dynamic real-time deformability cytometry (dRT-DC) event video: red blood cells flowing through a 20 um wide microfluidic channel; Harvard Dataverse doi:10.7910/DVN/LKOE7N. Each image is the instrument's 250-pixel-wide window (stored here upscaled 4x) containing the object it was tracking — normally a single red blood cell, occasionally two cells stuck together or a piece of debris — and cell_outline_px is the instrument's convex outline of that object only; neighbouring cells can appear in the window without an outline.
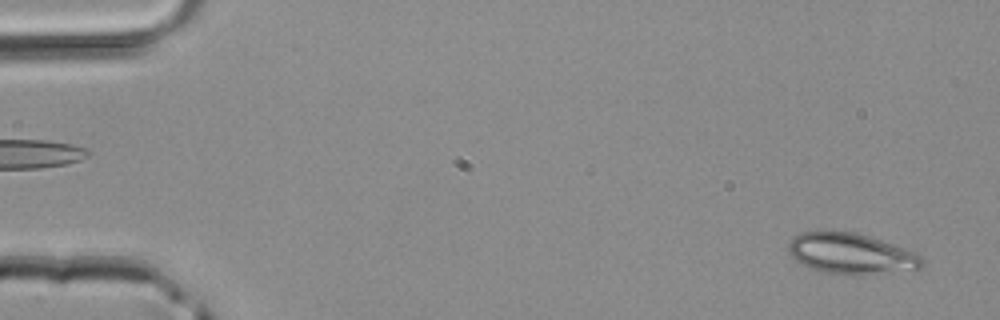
{"species": "common noctule bat (a hibernating species)", "species_latin": "Nyctalus noctula", "temperature_condition": "room temperature", "stored_images_in_passage": 45, "camera_frame_rate_fps": 3000, "um_per_image_px": 0.085, "animal": {"sex": "male", "body_mass_g": 20.4}, "frame": {"image": 1, "passage_image": 2, "time_ms": 0.333, "image_size_px": [1000, 320], "cell_outline_px": [[924, 264], [920, 268], [876, 272], [824, 272], [812, 268], [796, 260], [788, 252], [788, 244], [792, 236], [800, 232], [856, 232], [920, 252], [924, 256]], "centroid_in_image_um": [72.36, 21.5], "position_along_channel_um": 12.6, "area_um2": 30.87}}
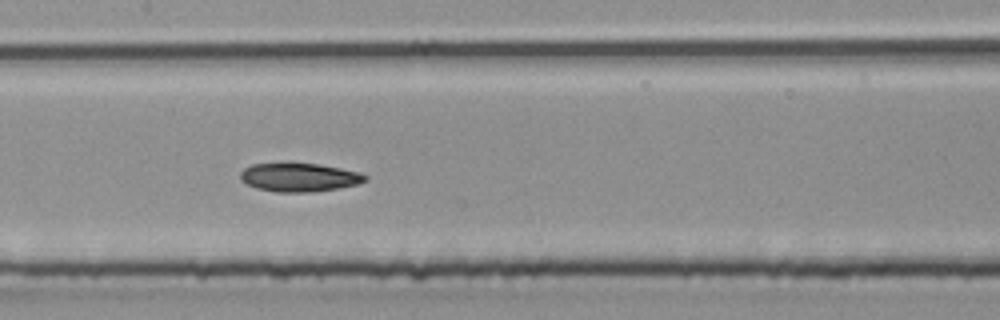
{"frame": {"image": 2, "passage_image": 22, "time_ms": 7.0, "image_size_px": [1000, 320], "cell_outline_px": [[368, 180], [356, 184], [340, 188], [312, 192], [276, 192], [256, 188], [240, 180], [240, 172], [244, 168], [252, 164], [292, 160], [320, 164], [360, 172], [368, 176]], "centroid_in_image_um": [25.41, 15.03], "position_along_channel_um": 182.0, "area_um2": 21.68}}
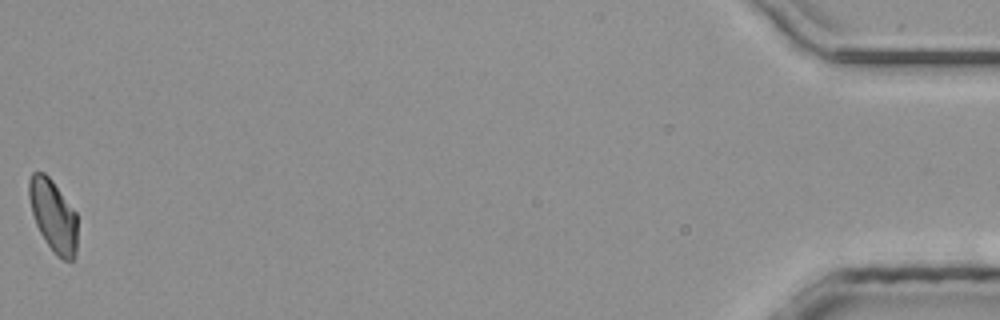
{"frame": {"image": 3, "passage_image": 45, "time_ms": 14.667, "image_size_px": [1000, 320], "cell_outline_px": [[76, 256], [72, 260], [64, 260], [56, 256], [44, 240], [36, 224], [32, 212], [28, 196], [28, 180], [32, 172], [44, 172], [52, 180], [76, 212]], "centroid_in_image_um": [4.51, 18.33], "position_along_channel_um": 430.7, "area_um2": 20.35}}